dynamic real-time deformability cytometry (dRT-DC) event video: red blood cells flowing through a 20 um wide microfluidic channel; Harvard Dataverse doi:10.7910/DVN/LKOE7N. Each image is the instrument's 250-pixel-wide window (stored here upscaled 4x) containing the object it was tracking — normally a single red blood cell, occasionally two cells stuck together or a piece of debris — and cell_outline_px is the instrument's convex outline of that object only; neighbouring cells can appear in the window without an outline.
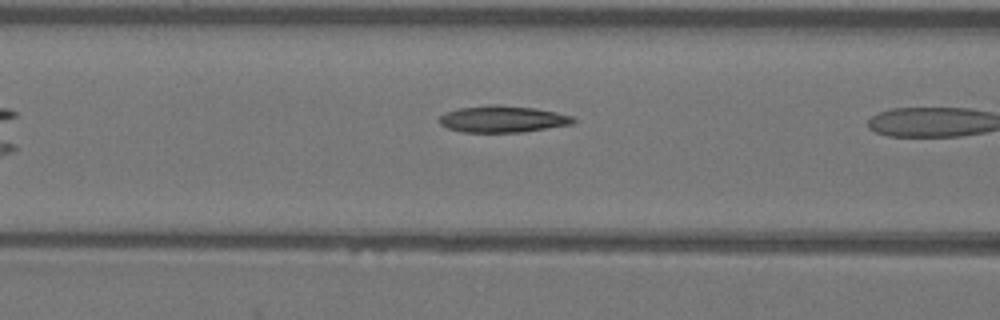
{"species": "Egyptian fruit bat (a non-hibernating species)", "species_latin": "Rousettus aegyptiacus", "temperature_condition": "warm", "stored_images_in_passage": 8, "camera_frame_rate_fps": 3000, "um_per_image_px": 0.085, "animal": {"sex": "female"}, "frame": {"image": 1, "passage_image": 7, "time_ms": 2.0, "image_size_px": [1000, 320], "cell_outline_px": [[576, 120], [572, 124], [520, 132], [464, 132], [448, 128], [440, 124], [440, 116], [444, 112], [460, 108], [488, 104], [500, 104], [536, 108], [556, 112], [572, 116]], "centroid_in_image_um": [42.71, 10.1], "position_along_channel_um": 123.9, "area_um2": 20.81}}